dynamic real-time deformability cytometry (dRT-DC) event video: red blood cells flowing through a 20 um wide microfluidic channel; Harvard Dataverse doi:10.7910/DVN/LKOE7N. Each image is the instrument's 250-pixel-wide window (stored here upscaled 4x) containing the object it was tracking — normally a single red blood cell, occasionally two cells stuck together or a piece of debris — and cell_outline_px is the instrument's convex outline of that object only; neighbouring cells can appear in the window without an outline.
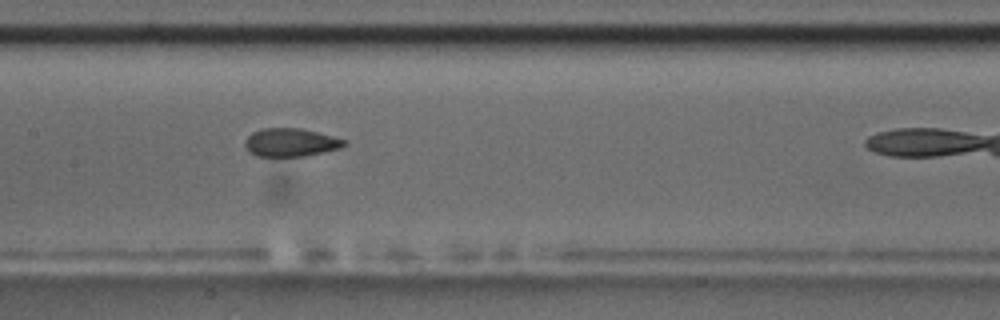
{"species": "common noctule bat (a hibernating species)", "species_latin": "Nyctalus noctula", "temperature_condition": "room temperature", "stored_images_in_passage": 10, "camera_frame_rate_fps": 3000, "um_per_image_px": 0.085, "animal": {"sex": "male", "body_mass_g": 17.5, "forearm_length_mm": 52.3}, "frame": {"image": 1, "passage_image": 7, "time_ms": 7.0, "image_size_px": [1000, 320], "cell_outline_px": [[348, 144], [340, 148], [324, 152], [304, 156], [256, 156], [248, 152], [244, 144], [244, 140], [252, 132], [260, 128], [300, 128], [348, 140]], "centroid_in_image_um": [24.69, 12.1], "position_along_channel_um": 182.7, "area_um2": 16.47}}